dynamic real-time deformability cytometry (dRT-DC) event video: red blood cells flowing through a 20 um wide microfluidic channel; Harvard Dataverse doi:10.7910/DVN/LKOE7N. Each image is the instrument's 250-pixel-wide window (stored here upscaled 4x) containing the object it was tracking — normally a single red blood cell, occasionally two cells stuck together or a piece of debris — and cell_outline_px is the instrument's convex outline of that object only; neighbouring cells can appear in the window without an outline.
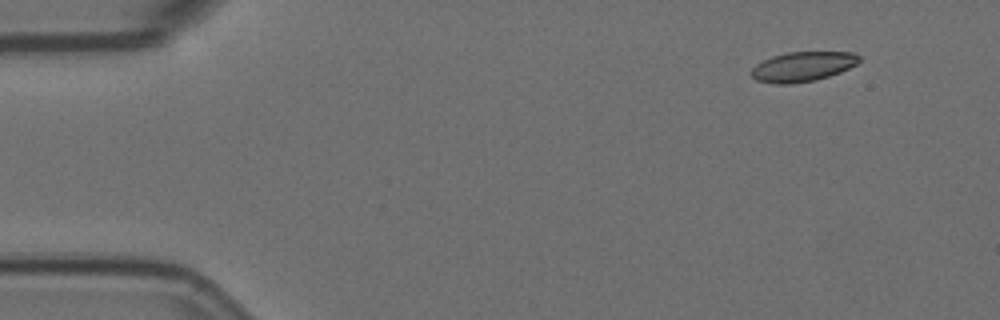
{"species": "Egyptian fruit bat (a non-hibernating species)", "species_latin": "Rousettus aegyptiacus", "temperature_condition": "room temperature", "stored_images_in_passage": 12, "camera_frame_rate_fps": 3000, "um_per_image_px": 0.085, "animal": {"sex": "female"}, "frame": {"image": 1, "passage_image": 1, "time_ms": 0.0, "image_size_px": [1000, 320], "cell_outline_px": [[860, 60], [856, 64], [840, 72], [816, 80], [792, 84], [776, 84], [756, 80], [748, 72], [756, 64], [772, 56], [788, 52], [856, 52], [860, 56]], "centroid_in_image_um": [68.21, 5.66], "position_along_channel_um": 16.8, "area_um2": 18.79}}
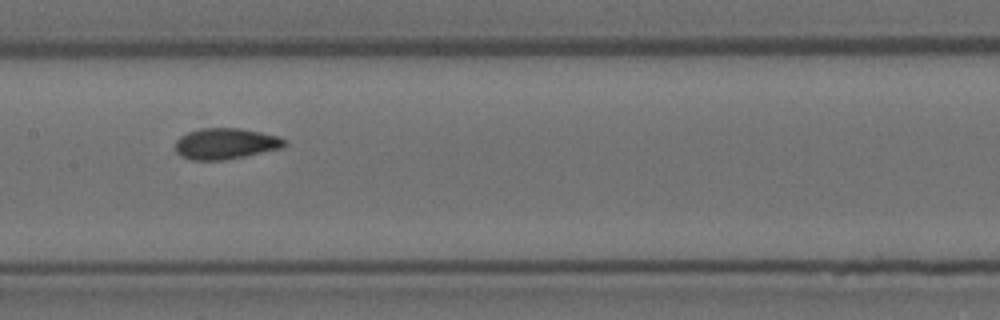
{"frame": {"image": 2, "passage_image": 7, "time_ms": 2.0, "image_size_px": [1000, 320], "cell_outline_px": [[288, 144], [280, 148], [244, 156], [224, 160], [188, 160], [180, 156], [176, 152], [176, 140], [180, 136], [188, 132], [200, 128], [240, 128], [280, 136]], "centroid_in_image_um": [19.14, 12.21], "position_along_channel_um": 188.3, "area_um2": 19.77}}
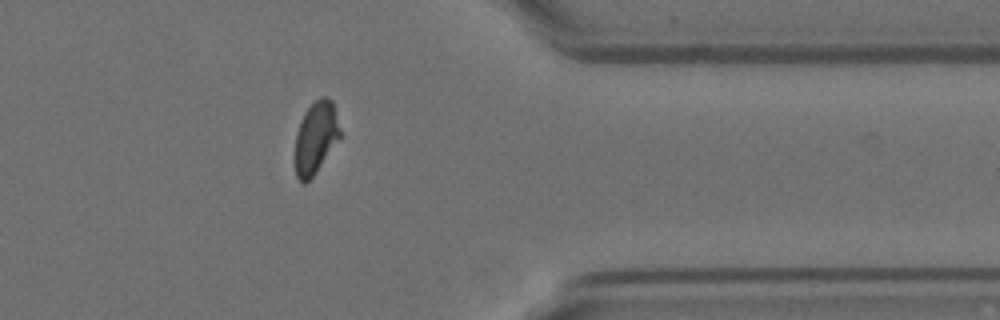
{"frame": {"image": 3, "passage_image": 12, "time_ms": 3.667, "image_size_px": [1000, 320], "cell_outline_px": [[340, 136], [312, 176], [304, 184], [300, 184], [296, 176], [296, 132], [304, 112], [320, 96], [324, 96], [332, 100], [340, 132]], "centroid_in_image_um": [26.81, 11.68], "position_along_channel_um": 384.6, "area_um2": 18.26}}